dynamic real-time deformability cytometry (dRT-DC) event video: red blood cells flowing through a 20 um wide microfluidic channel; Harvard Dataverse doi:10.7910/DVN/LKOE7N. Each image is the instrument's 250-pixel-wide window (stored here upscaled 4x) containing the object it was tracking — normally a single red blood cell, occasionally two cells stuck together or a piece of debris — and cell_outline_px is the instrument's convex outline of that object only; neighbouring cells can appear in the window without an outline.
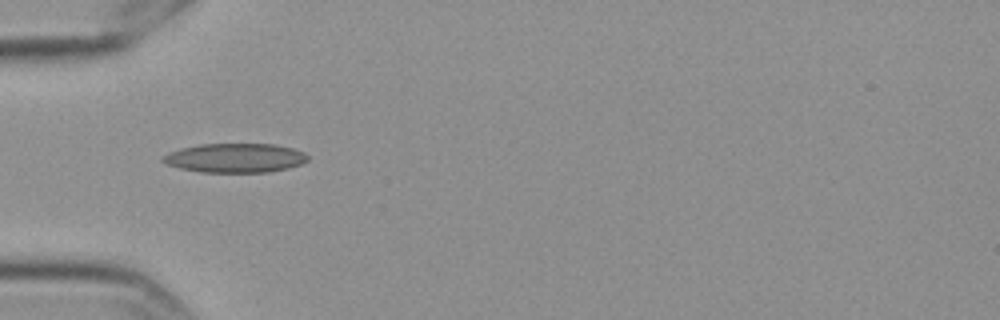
{"species": "Egyptian fruit bat (a non-hibernating species)", "species_latin": "Rousettus aegyptiacus", "temperature_condition": "cold", "stored_images_in_passage": 4, "camera_frame_rate_fps": 3000, "um_per_image_px": 0.085, "frame": {"image": 1, "passage_image": 1, "time_ms": 0.0, "image_size_px": [1000, 320], "cell_outline_px": [[308, 160], [300, 164], [288, 168], [268, 172], [200, 172], [180, 168], [168, 164], [160, 160], [160, 156], [168, 152], [180, 148], [200, 144], [276, 144], [292, 148], [304, 152], [308, 156]], "centroid_in_image_um": [19.96, 13.42], "position_along_channel_um": 65.0, "area_um2": 24.74}}
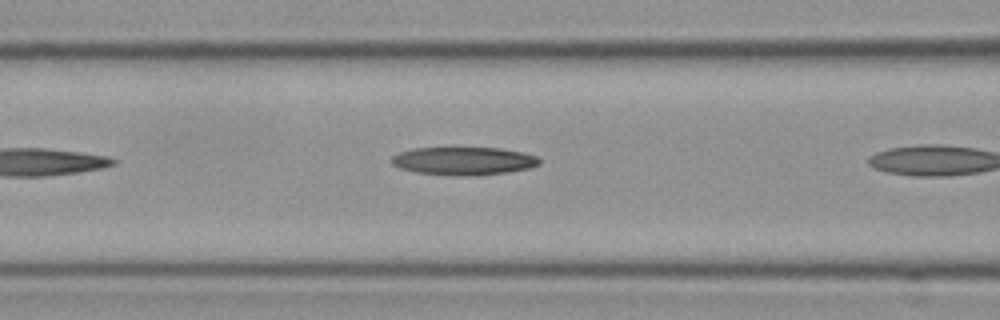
{"frame": {"image": 2, "passage_image": 3, "time_ms": 0.667, "image_size_px": [1000, 320], "cell_outline_px": [[540, 164], [528, 168], [504, 172], [460, 176], [416, 172], [400, 168], [392, 164], [392, 156], [400, 152], [412, 148], [500, 148], [524, 152], [536, 156], [540, 160]], "centroid_in_image_um": [39.39, 13.67], "position_along_channel_um": 127.2, "area_um2": 23.81}}